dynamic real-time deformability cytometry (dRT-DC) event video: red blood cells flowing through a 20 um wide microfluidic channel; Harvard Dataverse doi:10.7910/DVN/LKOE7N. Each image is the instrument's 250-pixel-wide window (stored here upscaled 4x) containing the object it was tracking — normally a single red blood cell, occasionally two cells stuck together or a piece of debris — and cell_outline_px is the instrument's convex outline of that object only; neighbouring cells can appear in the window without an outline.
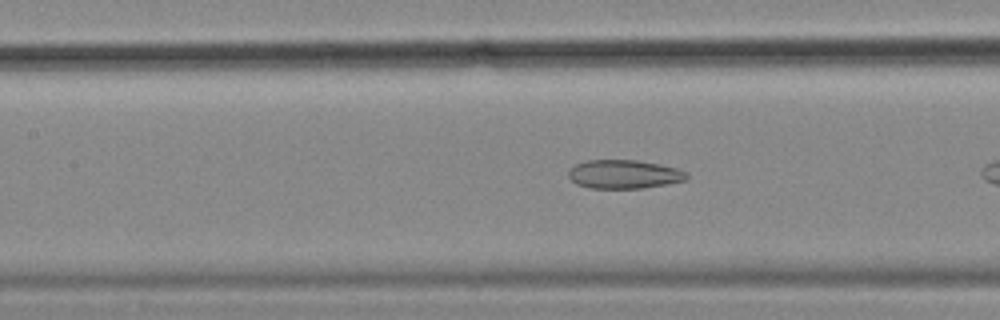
{"species": "common noctule bat (a hibernating species)", "species_latin": "Nyctalus noctula", "temperature_condition": "cold", "stored_images_in_passage": 10, "camera_frame_rate_fps": 3000, "um_per_image_px": 0.085, "animal": {"sex": "female", "body_mass_g": 18.4}, "frame": {"image": 1, "passage_image": 9, "time_ms": 2.667, "image_size_px": [1000, 320], "cell_outline_px": [[688, 176], [684, 180], [668, 184], [644, 188], [592, 188], [576, 184], [568, 176], [568, 172], [576, 164], [588, 160], [636, 160], [660, 164], [676, 168], [688, 172]], "centroid_in_image_um": [53.06, 14.81], "position_along_channel_um": 154.3, "area_um2": 19.71}}